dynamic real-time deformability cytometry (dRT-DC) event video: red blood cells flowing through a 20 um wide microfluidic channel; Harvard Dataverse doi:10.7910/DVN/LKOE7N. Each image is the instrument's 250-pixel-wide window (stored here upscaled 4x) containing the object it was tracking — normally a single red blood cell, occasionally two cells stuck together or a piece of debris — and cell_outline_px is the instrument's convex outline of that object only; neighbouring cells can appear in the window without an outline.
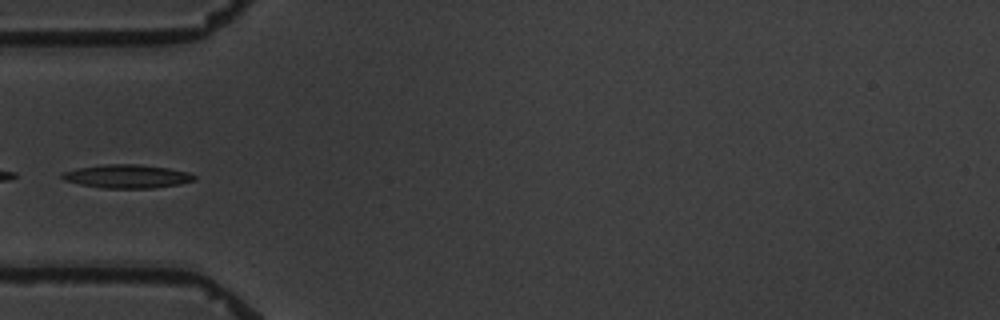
{"species": "common noctule bat (a hibernating species)", "species_latin": "Nyctalus noctula", "temperature_condition": "warm", "stored_images_in_passage": 2, "camera_frame_rate_fps": 3000, "um_per_image_px": 0.085, "animal": {"sex": "male", "body_mass_g": 19.5, "forearm_length_mm": 54.6}, "frame": {"image": 1, "passage_image": 2, "time_ms": 1.0, "image_size_px": [1000, 320], "cell_outline_px": [[196, 180], [180, 184], [152, 188], [104, 188], [80, 184], [64, 180], [60, 176], [60, 172], [76, 168], [108, 164], [136, 164], [168, 168], [188, 172], [196, 176]], "centroid_in_image_um": [10.78, 14.99], "position_along_channel_um": 74.2, "area_um2": 18.09}}